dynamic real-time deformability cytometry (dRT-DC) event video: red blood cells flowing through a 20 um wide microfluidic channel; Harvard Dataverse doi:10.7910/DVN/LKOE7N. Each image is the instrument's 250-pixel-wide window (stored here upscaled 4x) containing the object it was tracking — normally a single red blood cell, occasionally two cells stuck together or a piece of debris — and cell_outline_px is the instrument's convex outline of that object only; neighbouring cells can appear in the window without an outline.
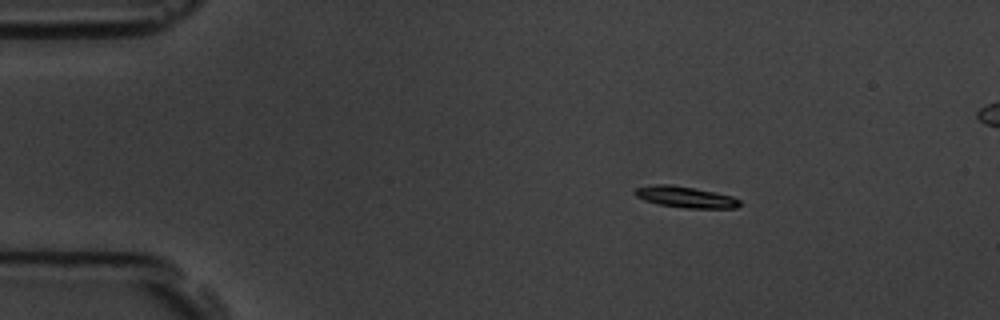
{"species": "common noctule bat (a hibernating species)", "species_latin": "Nyctalus noctula", "temperature_condition": "room temperature", "stored_images_in_passage": 6, "camera_frame_rate_fps": 3000, "um_per_image_px": 0.085, "animal": {"sex": "male", "body_mass_g": 19.5, "forearm_length_mm": 54.6}, "frame": {"image": 1, "passage_image": 3, "time_ms": 2.333, "image_size_px": [1000, 320], "cell_outline_px": [[740, 204], [736, 208], [688, 208], [656, 204], [644, 200], [636, 196], [632, 192], [636, 188], [652, 184], [672, 184], [732, 196], [740, 200]], "centroid_in_image_um": [58.2, 16.74], "position_along_channel_um": 26.8, "area_um2": 12.89}}